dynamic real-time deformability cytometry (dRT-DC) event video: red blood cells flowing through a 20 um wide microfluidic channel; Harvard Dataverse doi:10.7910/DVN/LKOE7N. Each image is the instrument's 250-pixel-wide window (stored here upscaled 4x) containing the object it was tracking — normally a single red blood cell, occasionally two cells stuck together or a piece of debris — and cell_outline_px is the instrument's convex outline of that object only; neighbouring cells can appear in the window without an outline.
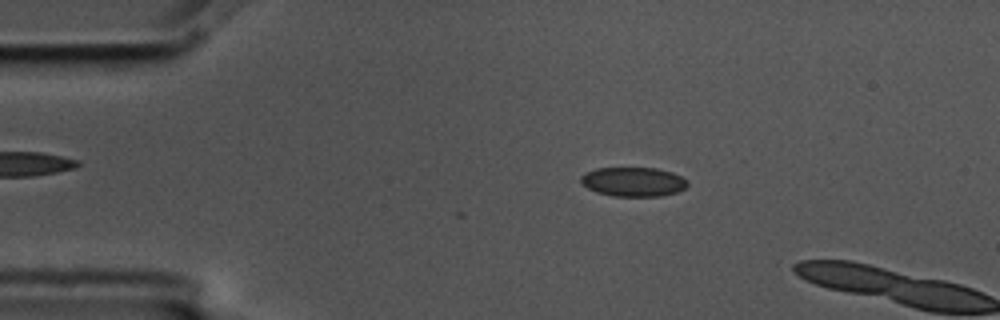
{"species": "common noctule bat (a hibernating species)", "species_latin": "Nyctalus noctula", "temperature_condition": "cold", "stored_images_in_passage": 3, "camera_frame_rate_fps": 3000, "um_per_image_px": 0.085, "animal": {"sex": "male", "body_mass_g": 17.5, "forearm_length_mm": 52.3}, "frame": {"image": 1, "passage_image": 1, "time_ms": 0.0, "image_size_px": [1000, 320], "cell_outline_px": [[688, 184], [684, 188], [676, 192], [660, 196], [612, 196], [596, 192], [580, 184], [580, 176], [584, 172], [596, 168], [656, 168], [672, 172], [688, 180]], "centroid_in_image_um": [53.79, 15.45], "position_along_channel_um": 31.2, "area_um2": 18.32}}